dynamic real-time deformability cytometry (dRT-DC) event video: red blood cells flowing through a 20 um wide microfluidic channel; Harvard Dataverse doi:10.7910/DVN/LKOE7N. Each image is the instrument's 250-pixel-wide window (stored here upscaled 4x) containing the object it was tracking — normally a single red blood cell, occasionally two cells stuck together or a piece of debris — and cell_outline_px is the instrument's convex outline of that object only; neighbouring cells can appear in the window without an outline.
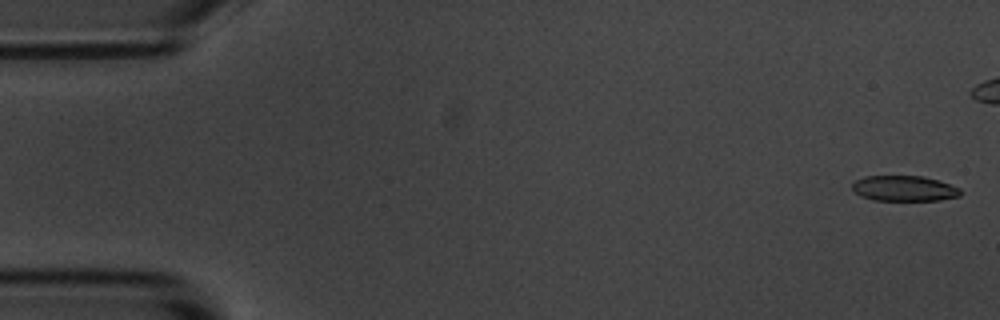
{"species": "common noctule bat (a hibernating species)", "species_latin": "Nyctalus noctula", "temperature_condition": "room temperature", "stored_images_in_passage": 4, "camera_frame_rate_fps": 3000, "um_per_image_px": 0.085, "animal": {"sex": "male", "body_mass_g": 20.1, "forearm_length_mm": 53.5}, "frame": {"image": 1, "passage_image": 1, "time_ms": 0.0, "image_size_px": [1000, 320], "cell_outline_px": [[960, 196], [940, 200], [872, 200], [860, 196], [852, 188], [852, 184], [856, 180], [864, 176], [924, 176], [960, 188]], "centroid_in_image_um": [76.83, 16.02], "position_along_channel_um": 8.2, "area_um2": 15.95}}